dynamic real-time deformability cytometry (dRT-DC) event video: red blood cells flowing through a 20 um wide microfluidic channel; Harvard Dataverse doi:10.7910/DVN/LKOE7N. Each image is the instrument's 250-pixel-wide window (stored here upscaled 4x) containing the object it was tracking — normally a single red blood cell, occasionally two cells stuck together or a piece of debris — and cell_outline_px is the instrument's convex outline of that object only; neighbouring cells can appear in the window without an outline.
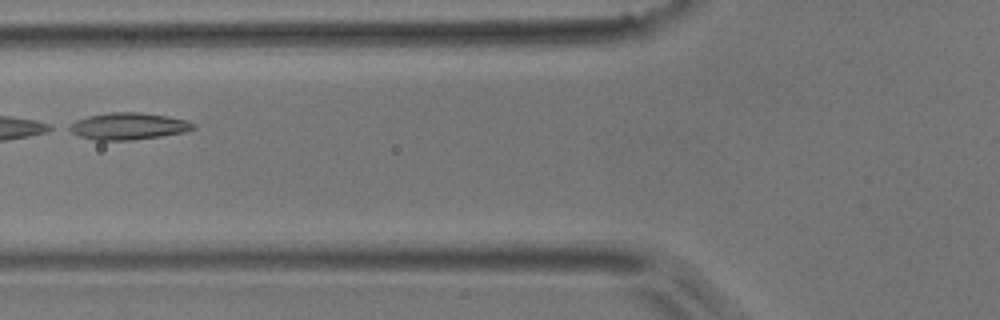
{"species": "common noctule bat (a hibernating species)", "species_latin": "Nyctalus noctula", "temperature_condition": "room temperature", "stored_images_in_passage": 3, "camera_frame_rate_fps": 3000, "um_per_image_px": 0.085, "animal": {"sex": "male", "body_mass_g": 17.9}, "frame": {"image": 1, "passage_image": 3, "time_ms": 2.333, "image_size_px": [1000, 320], "cell_outline_px": [[196, 128], [188, 132], [132, 140], [96, 140], [80, 136], [64, 128], [68, 124], [76, 120], [88, 116], [112, 112], [140, 112], [168, 116], [188, 120], [196, 124]], "centroid_in_image_um": [10.93, 10.72], "position_along_channel_um": 114.9, "area_um2": 19.65}}